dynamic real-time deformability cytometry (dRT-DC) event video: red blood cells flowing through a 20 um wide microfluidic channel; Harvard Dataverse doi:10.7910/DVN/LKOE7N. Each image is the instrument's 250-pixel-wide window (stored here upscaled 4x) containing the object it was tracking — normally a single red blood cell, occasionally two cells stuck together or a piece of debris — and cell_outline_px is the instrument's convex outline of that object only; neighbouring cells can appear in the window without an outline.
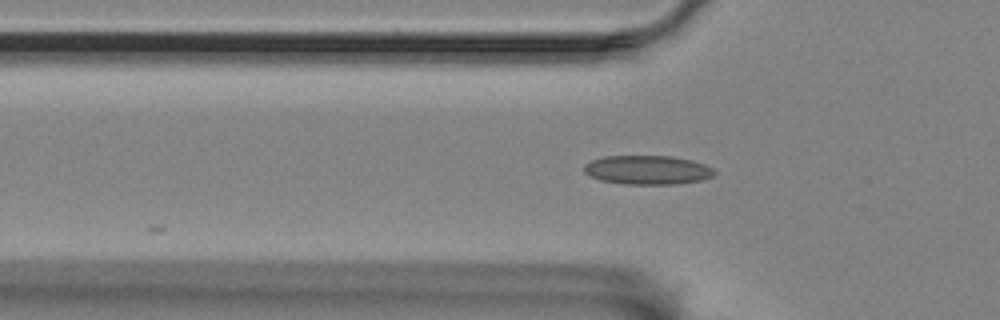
{"species": "Egyptian fruit bat (a non-hibernating species)", "species_latin": "Rousettus aegyptiacus", "temperature_condition": "room temperature", "stored_images_in_passage": 11, "camera_frame_rate_fps": 3000, "um_per_image_px": 0.085, "animal": {"sex": "female"}, "frame": {"image": 1, "passage_image": 5, "time_ms": 1.333, "image_size_px": [1000, 320], "cell_outline_px": [[716, 172], [712, 176], [700, 180], [676, 184], [624, 184], [600, 180], [584, 172], [584, 164], [592, 160], [604, 156], [672, 156], [692, 160], [704, 164], [712, 168]], "centroid_in_image_um": [55.03, 14.44], "position_along_channel_um": 70.8, "area_um2": 21.96}}
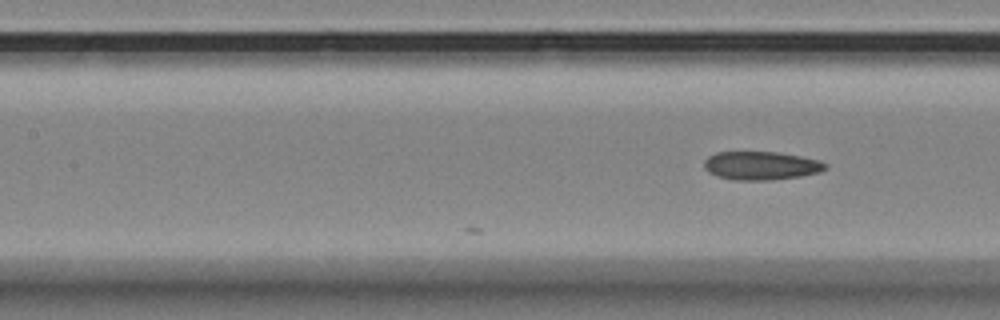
{"frame": {"image": 2, "passage_image": 11, "time_ms": 3.333, "image_size_px": [1000, 320], "cell_outline_px": [[828, 168], [820, 172], [800, 176], [772, 180], [736, 180], [716, 176], [708, 172], [704, 168], [704, 160], [708, 156], [716, 152], [776, 152], [800, 156], [820, 160], [828, 164]], "centroid_in_image_um": [64.69, 14.08], "position_along_channel_um": 142.7, "area_um2": 20.23}}